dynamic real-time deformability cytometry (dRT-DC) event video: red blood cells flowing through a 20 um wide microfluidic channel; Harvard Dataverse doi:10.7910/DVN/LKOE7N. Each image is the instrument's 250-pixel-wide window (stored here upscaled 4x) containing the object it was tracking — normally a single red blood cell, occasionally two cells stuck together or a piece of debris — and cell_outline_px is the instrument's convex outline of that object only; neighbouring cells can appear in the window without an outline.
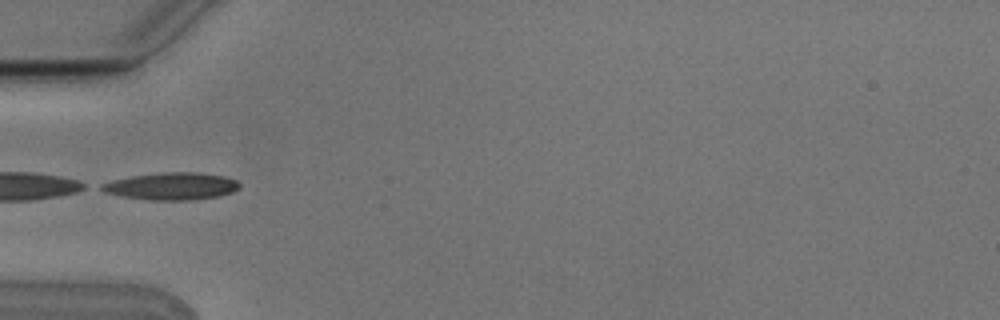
{"species": "Egyptian fruit bat (a non-hibernating species)", "species_latin": "Rousettus aegyptiacus", "temperature_condition": "cold", "stored_images_in_passage": 5, "camera_frame_rate_fps": 3000, "um_per_image_px": 0.085, "animal": {"sex": "male"}, "frame": {"image": 1, "passage_image": 5, "time_ms": 1.333, "image_size_px": [1000, 320], "cell_outline_px": [[240, 188], [232, 192], [220, 196], [188, 200], [148, 200], [120, 196], [104, 192], [96, 188], [100, 184], [112, 180], [132, 176], [164, 172], [200, 172], [224, 176], [236, 180], [240, 184]], "centroid_in_image_um": [14.55, 15.83], "position_along_channel_um": 70.4, "area_um2": 22.14}}